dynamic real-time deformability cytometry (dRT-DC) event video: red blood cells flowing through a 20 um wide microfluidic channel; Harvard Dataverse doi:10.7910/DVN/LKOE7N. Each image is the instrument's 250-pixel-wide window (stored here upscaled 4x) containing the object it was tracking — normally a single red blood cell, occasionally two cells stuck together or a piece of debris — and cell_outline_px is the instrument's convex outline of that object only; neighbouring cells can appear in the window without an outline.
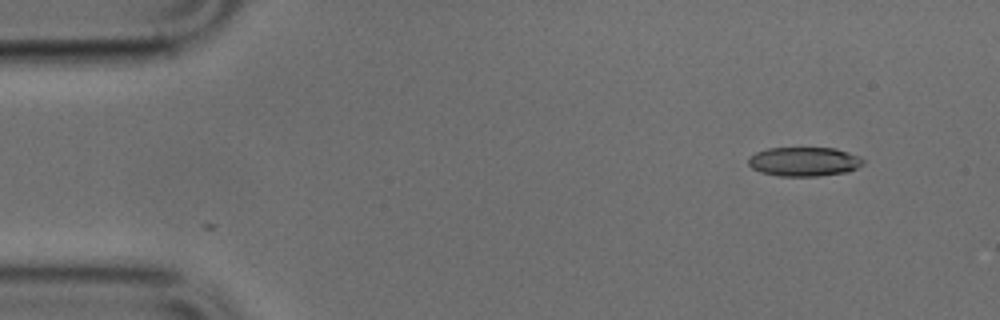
{"species": "common noctule bat (a hibernating species)", "species_latin": "Nyctalus noctula", "temperature_condition": "cold", "stored_images_in_passage": 46, "camera_frame_rate_fps": 3000, "um_per_image_px": 0.085, "animal": {"sex": "male", "body_mass_g": 17.9, "forearm_length_mm": 54.2}, "frame": {"image": 1, "passage_image": 1, "time_ms": 0.0, "image_size_px": [1000, 320], "cell_outline_px": [[864, 164], [848, 172], [820, 176], [780, 176], [760, 172], [752, 168], [748, 164], [748, 156], [756, 152], [768, 148], [836, 148], [848, 152], [864, 160]], "centroid_in_image_um": [68.32, 13.74], "position_along_channel_um": 16.7, "area_um2": 19.59}}
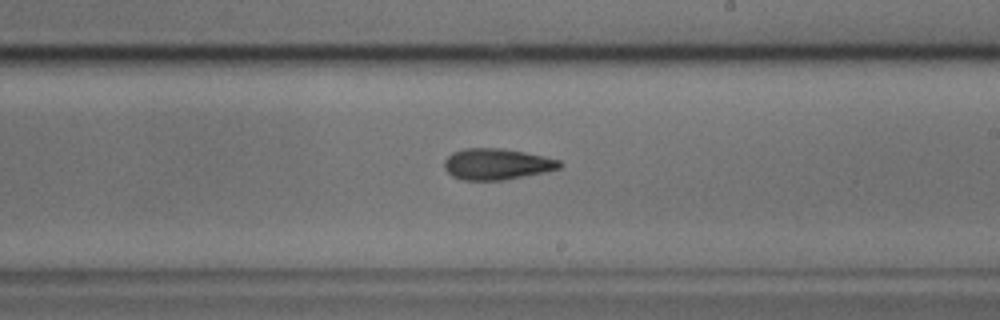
{"frame": {"image": 2, "passage_image": 25, "time_ms": 8.0, "image_size_px": [1000, 320], "cell_outline_px": [[564, 164], [560, 168], [544, 172], [504, 180], [460, 180], [452, 176], [444, 168], [444, 160], [452, 152], [464, 148], [500, 148], [524, 152], [544, 156], [560, 160]], "centroid_in_image_um": [42.21, 13.95], "position_along_channel_um": 246.8, "area_um2": 21.04}}
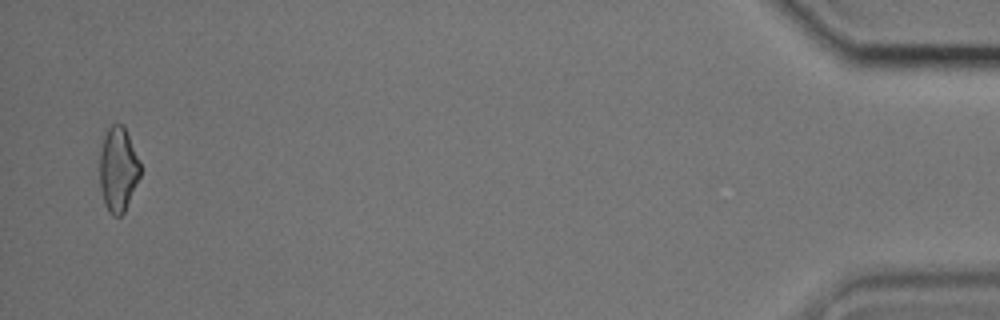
{"frame": {"image": 3, "passage_image": 45, "time_ms": 14.667, "image_size_px": [1000, 320], "cell_outline_px": [[140, 176], [124, 212], [120, 216], [112, 216], [108, 212], [104, 204], [100, 188], [100, 152], [104, 136], [108, 128], [112, 124], [124, 124], [140, 164]], "centroid_in_image_um": [10.02, 14.41], "position_along_channel_um": 425.2, "area_um2": 19.94}}